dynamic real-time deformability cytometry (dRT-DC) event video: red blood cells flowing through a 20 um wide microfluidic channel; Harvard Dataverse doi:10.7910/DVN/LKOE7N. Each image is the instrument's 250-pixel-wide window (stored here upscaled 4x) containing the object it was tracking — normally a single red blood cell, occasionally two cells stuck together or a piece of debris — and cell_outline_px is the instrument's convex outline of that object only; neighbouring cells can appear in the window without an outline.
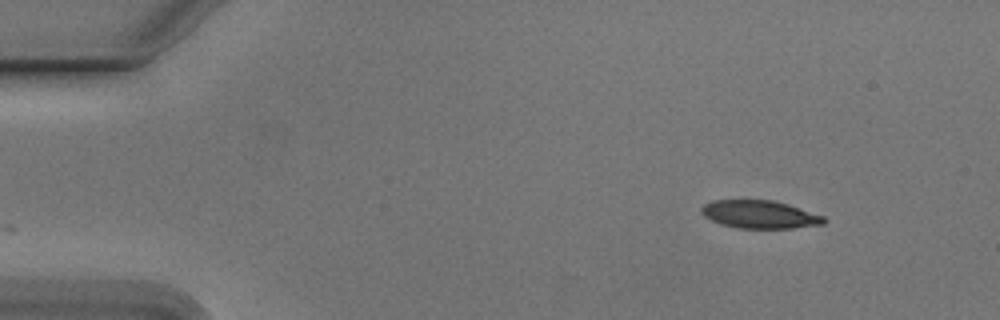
{"species": "Egyptian fruit bat (a non-hibernating species)", "species_latin": "Rousettus aegyptiacus", "temperature_condition": "cold", "stored_images_in_passage": 49, "camera_frame_rate_fps": 3000, "um_per_image_px": 0.085, "animal": {"sex": "male"}, "frame": {"image": 1, "passage_image": 1, "time_ms": 0.0, "image_size_px": [1000, 320], "cell_outline_px": [[828, 220], [824, 224], [792, 228], [736, 228], [720, 224], [704, 216], [700, 212], [700, 208], [704, 204], [712, 200], [772, 200], [788, 204], [824, 216]], "centroid_in_image_um": [64.57, 18.23], "position_along_channel_um": 20.4, "area_um2": 20.06}}
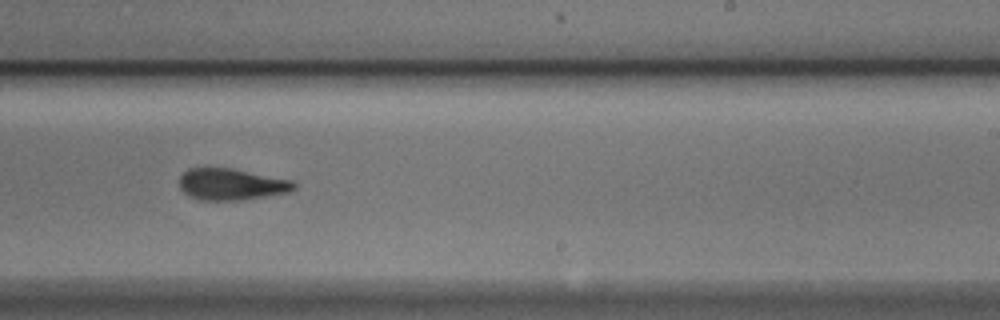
{"frame": {"image": 2, "passage_image": 28, "time_ms": 9.0, "image_size_px": [1000, 320], "cell_outline_px": [[296, 188], [288, 192], [264, 196], [236, 200], [200, 200], [188, 196], [180, 188], [180, 176], [188, 168], [232, 168], [292, 180], [296, 184]], "centroid_in_image_um": [19.64, 15.66], "position_along_channel_um": 269.4, "area_um2": 20.92}}
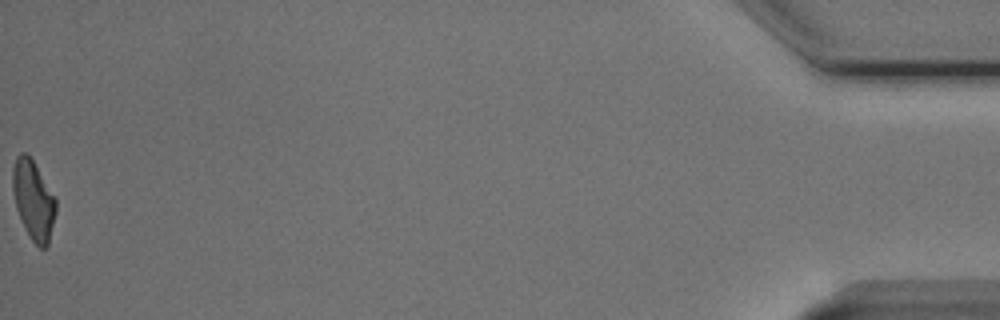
{"frame": {"image": 3, "passage_image": 49, "time_ms": 16.0, "image_size_px": [1000, 320], "cell_outline_px": [[56, 212], [48, 244], [44, 248], [40, 248], [32, 240], [24, 228], [16, 208], [12, 192], [12, 168], [16, 156], [20, 152], [24, 152], [32, 160], [56, 200]], "centroid_in_image_um": [2.81, 17.01], "position_along_channel_um": 432.4, "area_um2": 19.71}, "authors_computed_cell_mechanics": {"area_um2": 21.1548, "velocity_mm_per_s": 3.7838, "shape_relaxation_time_tau1_ms": 3.9121, "shape_relaxation_time_tau2_ms": 2.5012, "deformation_change_tau1": 0.142, "deformation_change_tau2": 0.0987}}